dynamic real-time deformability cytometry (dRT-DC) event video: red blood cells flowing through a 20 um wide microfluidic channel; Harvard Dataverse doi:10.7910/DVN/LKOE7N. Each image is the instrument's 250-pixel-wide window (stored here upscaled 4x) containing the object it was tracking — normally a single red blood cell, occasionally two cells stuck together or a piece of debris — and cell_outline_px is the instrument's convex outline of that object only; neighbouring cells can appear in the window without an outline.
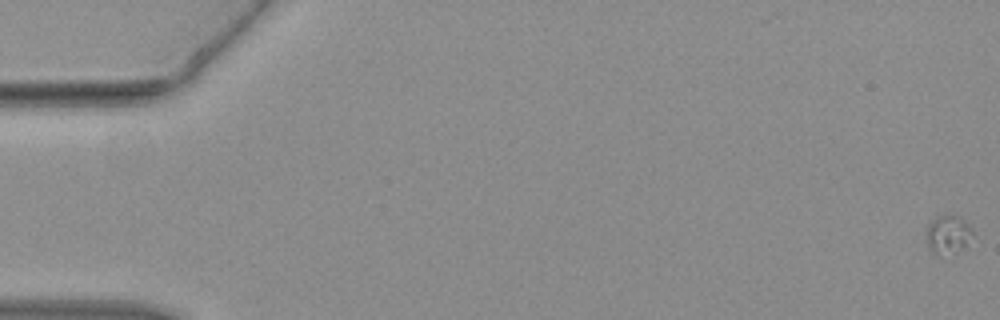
{"species": "common noctule bat (a hibernating species)", "species_latin": "Nyctalus noctula", "temperature_condition": "warm", "stored_images_in_passage": 47, "camera_frame_rate_fps": 3000, "um_per_image_px": 0.085, "animal": {"sex": "female", "body_mass_g": 19.3, "forearm_length_mm": 54.1}, "frame": {"image": 1, "passage_image": 1, "time_ms": 0.0, "image_size_px": [1000, 320], "cell_outline_px": [[972, 232], [964, 248], [956, 252], [936, 256], [928, 248], [924, 236], [928, 224], [936, 216], [960, 216], [972, 228]], "centroid_in_image_um": [80.51, 19.95], "position_along_channel_um": 4.5, "area_um2": 10.52}}
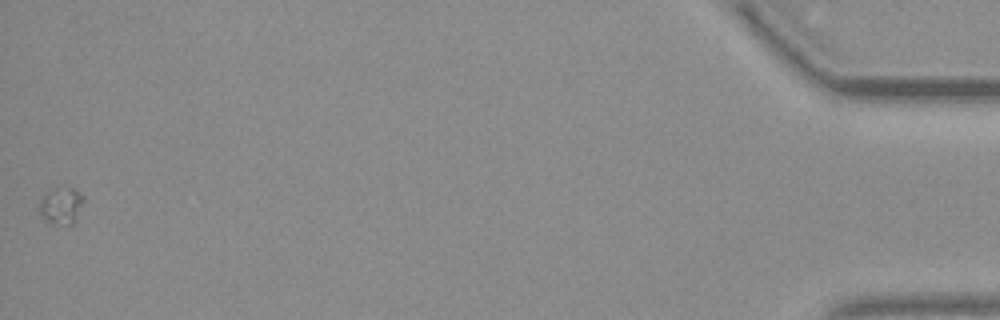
{"frame": {"image": 2, "passage_image": 47, "time_ms": 15.333, "image_size_px": [1000, 320], "cell_outline_px": [[84, 200], [72, 224], [52, 224], [40, 216], [36, 208], [44, 192], [56, 184], [72, 188], [80, 192], [84, 196]], "centroid_in_image_um": [5.12, 17.41], "position_along_channel_um": 430.1, "area_um2": 10.0}}